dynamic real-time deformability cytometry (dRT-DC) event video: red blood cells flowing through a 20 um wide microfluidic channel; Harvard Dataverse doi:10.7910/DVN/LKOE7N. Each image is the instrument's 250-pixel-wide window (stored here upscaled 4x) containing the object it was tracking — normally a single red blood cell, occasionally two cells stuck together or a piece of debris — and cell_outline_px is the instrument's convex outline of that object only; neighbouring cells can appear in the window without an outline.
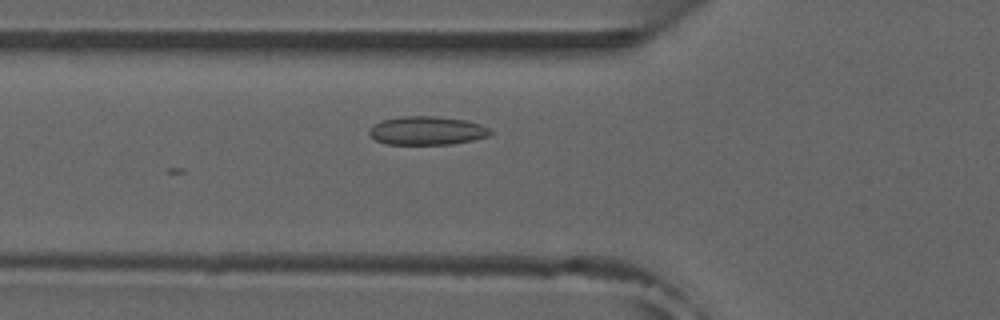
{"species": "common noctule bat (a hibernating species)", "species_latin": "Nyctalus noctula", "temperature_condition": "room temperature", "stored_images_in_passage": 4, "camera_frame_rate_fps": 3000, "um_per_image_px": 0.085, "animal": {"sex": "male", "forearm_length_mm": 52.5}, "frame": {"image": 1, "passage_image": 4, "time_ms": 1.0, "image_size_px": [1000, 320], "cell_outline_px": [[492, 136], [452, 144], [388, 144], [376, 140], [368, 132], [368, 128], [384, 120], [404, 116], [436, 116], [464, 120], [480, 124], [488, 128], [492, 132]], "centroid_in_image_um": [36.32, 11.11], "position_along_channel_um": 89.5, "area_um2": 20.0}}